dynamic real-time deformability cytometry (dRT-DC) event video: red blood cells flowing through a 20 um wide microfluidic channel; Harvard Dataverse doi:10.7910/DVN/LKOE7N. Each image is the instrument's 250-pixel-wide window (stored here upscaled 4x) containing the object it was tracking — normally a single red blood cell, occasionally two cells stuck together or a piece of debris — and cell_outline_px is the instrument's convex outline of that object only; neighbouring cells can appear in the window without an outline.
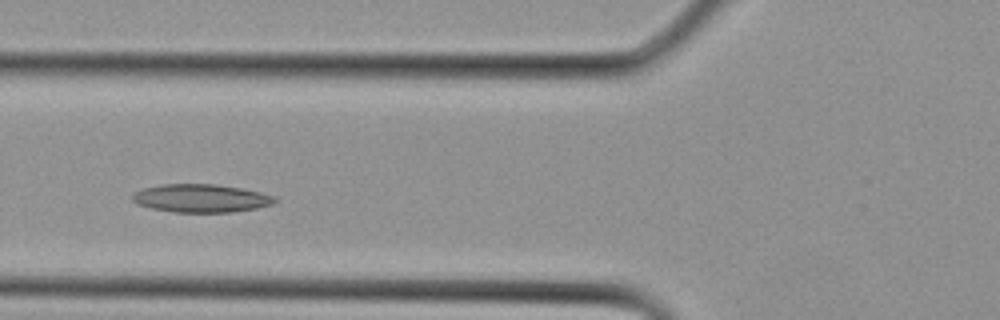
{"species": "Egyptian fruit bat (a non-hibernating species)", "species_latin": "Rousettus aegyptiacus", "temperature_condition": "cold", "stored_images_in_passage": 26, "camera_frame_rate_fps": 3000, "um_per_image_px": 0.085, "animal": {"sex": "female"}, "frame": {"image": 1, "passage_image": 7, "time_ms": 2.0, "image_size_px": [1000, 320], "cell_outline_px": [[276, 200], [272, 204], [256, 208], [232, 212], [172, 212], [152, 208], [136, 204], [132, 200], [132, 196], [136, 192], [144, 188], [160, 184], [216, 184], [240, 188], [260, 192], [276, 196]], "centroid_in_image_um": [17.08, 16.85], "position_along_channel_um": 108.7, "area_um2": 23.29}}
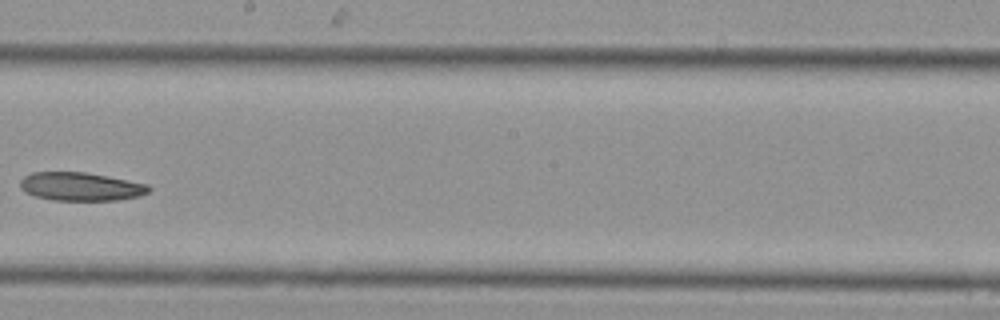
{"frame": {"image": 2, "passage_image": 13, "time_ms": 4.0, "image_size_px": [1000, 320], "cell_outline_px": [[152, 188], [148, 192], [140, 196], [120, 200], [52, 200], [36, 196], [24, 192], [20, 188], [20, 180], [24, 176], [32, 172], [84, 172], [108, 176], [148, 184]], "centroid_in_image_um": [6.87, 15.86], "position_along_channel_um": 241.3, "area_um2": 21.39}}
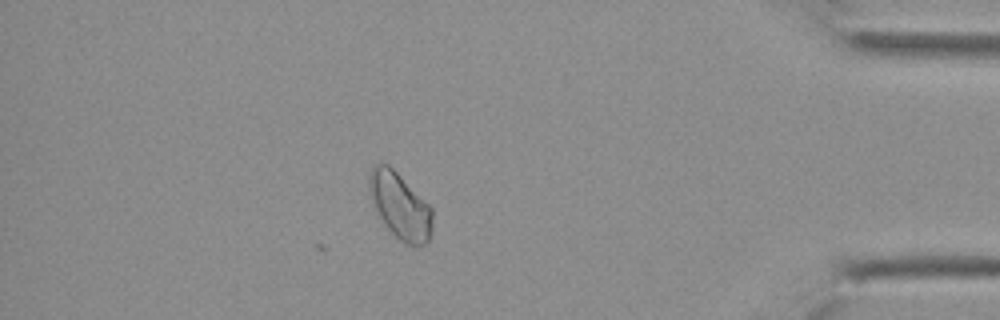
{"frame": {"image": 3, "passage_image": 22, "time_ms": 7.0, "image_size_px": [1000, 320], "cell_outline_px": [[432, 232], [428, 240], [424, 244], [416, 248], [400, 240], [384, 224], [376, 212], [368, 196], [368, 176], [372, 164], [388, 164], [432, 208]], "centroid_in_image_um": [33.96, 17.5], "position_along_channel_um": 401.2, "area_um2": 24.45}}